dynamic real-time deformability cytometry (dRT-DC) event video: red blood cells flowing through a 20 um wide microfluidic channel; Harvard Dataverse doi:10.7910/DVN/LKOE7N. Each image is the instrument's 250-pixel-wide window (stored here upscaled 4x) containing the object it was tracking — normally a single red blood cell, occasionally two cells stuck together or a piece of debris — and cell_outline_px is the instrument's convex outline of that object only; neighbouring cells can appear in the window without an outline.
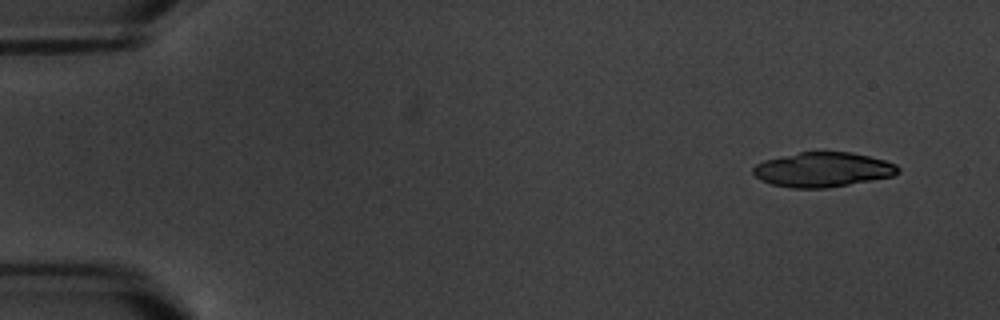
{"species": "common noctule bat (a hibernating species)", "species_latin": "Nyctalus noctula", "temperature_condition": "warm", "stored_images_in_passage": 6, "camera_frame_rate_fps": 3000, "um_per_image_px": 0.085, "animal": {"sex": "male", "body_mass_g": 20.1, "forearm_length_mm": 53.5}, "frame": {"image": 1, "passage_image": 1, "time_ms": 0.0, "image_size_px": [1000, 320], "cell_outline_px": [[900, 172], [892, 176], [828, 188], [792, 188], [772, 184], [760, 180], [752, 172], [752, 168], [756, 164], [764, 160], [800, 152], [852, 152], [884, 160], [896, 164], [900, 168]], "centroid_in_image_um": [69.93, 14.42], "position_along_channel_um": 15.1, "area_um2": 29.19}}